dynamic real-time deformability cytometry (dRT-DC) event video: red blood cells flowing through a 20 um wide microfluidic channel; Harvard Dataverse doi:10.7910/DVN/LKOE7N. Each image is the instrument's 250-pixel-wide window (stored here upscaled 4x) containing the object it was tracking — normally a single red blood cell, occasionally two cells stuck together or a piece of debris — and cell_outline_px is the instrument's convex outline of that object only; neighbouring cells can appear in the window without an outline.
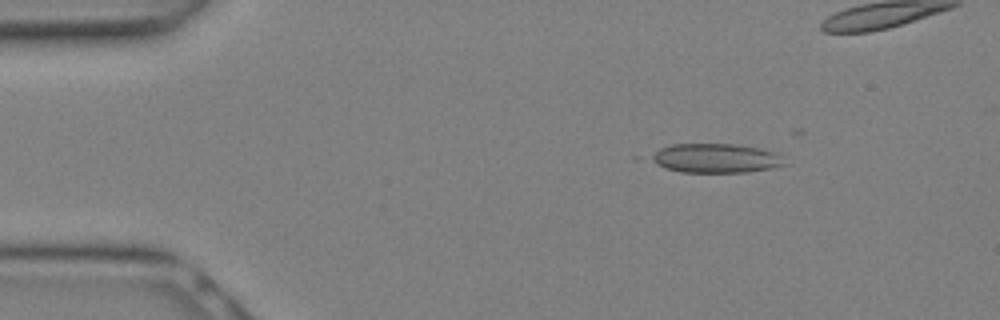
{"species": "Egyptian fruit bat (a non-hibernating species)", "species_latin": "Rousettus aegyptiacus", "temperature_condition": "warm", "stored_images_in_passage": 11, "camera_frame_rate_fps": 3000, "um_per_image_px": 0.085, "animal": {"sex": "female"}, "frame": {"image": 1, "passage_image": 4, "time_ms": 1.0, "image_size_px": [1000, 320], "cell_outline_px": [[784, 164], [772, 168], [748, 172], [680, 172], [664, 168], [648, 160], [648, 156], [660, 148], [672, 144], [732, 144], [756, 148], [772, 152]], "centroid_in_image_um": [60.67, 13.46], "position_along_channel_um": 24.3, "area_um2": 22.37}}